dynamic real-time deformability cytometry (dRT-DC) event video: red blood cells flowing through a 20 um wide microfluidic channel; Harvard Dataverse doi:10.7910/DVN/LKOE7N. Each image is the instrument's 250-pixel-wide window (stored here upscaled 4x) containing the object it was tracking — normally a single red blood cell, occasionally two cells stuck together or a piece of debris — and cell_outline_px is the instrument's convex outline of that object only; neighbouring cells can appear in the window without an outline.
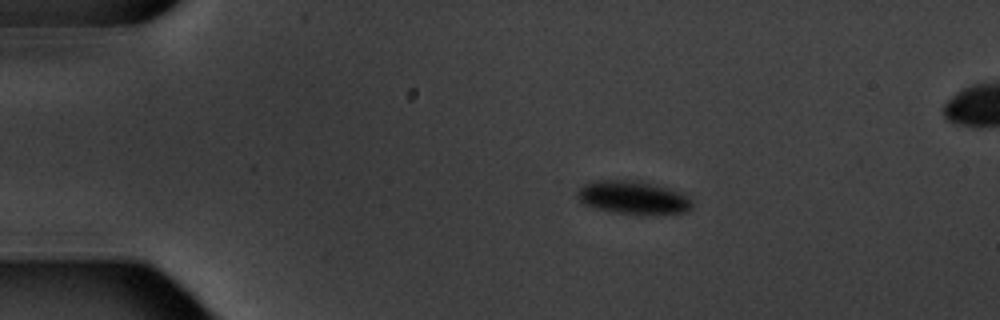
{"species": "common noctule bat (a hibernating species)", "species_latin": "Nyctalus noctula", "temperature_condition": "warm", "stored_images_in_passage": 6, "segment_of_instrument_passage": [1, 2], "camera_frame_rate_fps": 3000, "um_per_image_px": 0.085, "animal": {"sex": "male", "body_mass_g": 20.1, "forearm_length_mm": 53.5}, "frame": {"image": 1, "passage_image": 3, "time_ms": 2.333, "image_size_px": [1000, 320], "cell_outline_px": [[692, 208], [688, 212], [640, 216], [592, 208], [584, 204], [576, 196], [580, 188], [584, 184], [596, 180], [640, 180], [668, 188], [680, 192], [688, 196], [692, 200]], "centroid_in_image_um": [53.85, 16.81], "position_along_channel_um": 31.2, "area_um2": 22.72}}